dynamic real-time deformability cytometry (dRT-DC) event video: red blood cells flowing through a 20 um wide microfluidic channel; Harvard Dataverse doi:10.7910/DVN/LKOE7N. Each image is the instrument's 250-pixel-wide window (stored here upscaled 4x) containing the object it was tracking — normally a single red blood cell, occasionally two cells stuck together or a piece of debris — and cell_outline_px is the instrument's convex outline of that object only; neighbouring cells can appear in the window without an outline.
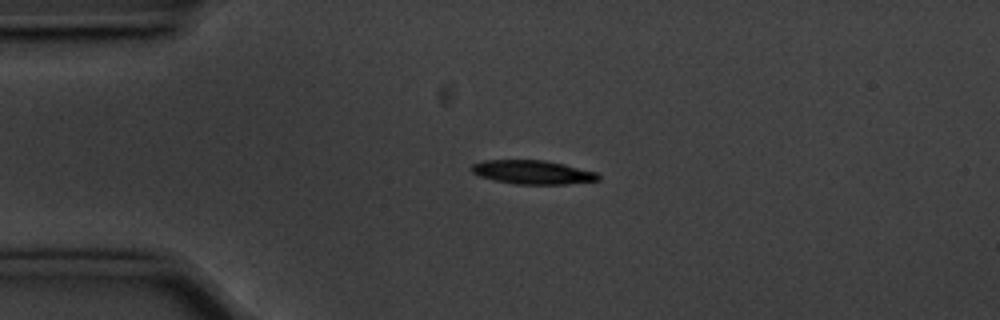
{"species": "common noctule bat (a hibernating species)", "species_latin": "Nyctalus noctula", "temperature_condition": "cold", "stored_images_in_passage": 44, "camera_frame_rate_fps": 3000, "um_per_image_px": 0.085, "animal": {"sex": "male", "body_mass_g": 20.1, "forearm_length_mm": 53.5}, "frame": {"image": 1, "passage_image": 1, "time_ms": 0.0, "image_size_px": [1000, 320], "cell_outline_px": [[600, 180], [564, 184], [516, 184], [496, 180], [480, 176], [472, 172], [468, 168], [472, 164], [484, 160], [544, 160], [564, 164], [596, 172], [600, 176]], "centroid_in_image_um": [45.25, 14.63], "position_along_channel_um": 39.7, "area_um2": 17.51}}
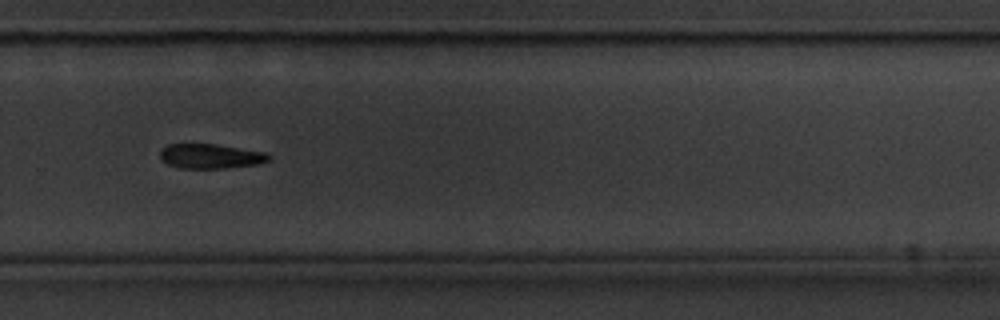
{"frame": {"image": 2, "passage_image": 26, "time_ms": 8.333, "image_size_px": [1000, 320], "cell_outline_px": [[272, 156], [268, 160], [260, 164], [224, 168], [180, 168], [168, 164], [160, 160], [160, 152], [168, 144], [216, 144], [268, 152]], "centroid_in_image_um": [17.93, 13.27], "position_along_channel_um": 311.9, "area_um2": 15.72}}
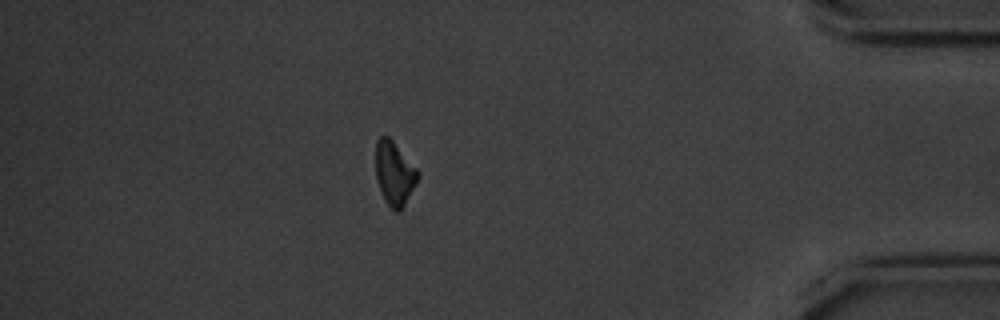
{"frame": {"image": 3, "passage_image": 37, "time_ms": 12.0, "image_size_px": [1000, 320], "cell_outline_px": [[420, 176], [416, 184], [400, 212], [396, 212], [384, 200], [376, 180], [376, 140], [380, 136], [388, 136], [392, 140], [420, 172]], "centroid_in_image_um": [33.53, 14.74], "position_along_channel_um": 401.7, "area_um2": 15.66}, "authors_computed_cell_mechanics": {"area_um2": 16.7909, "velocity_mm_per_s": 3.5694, "shape_relaxation_time_tau1_ms": 2.2702, "shape_relaxation_time_tau2_ms": null, "deformation_change_tau1": 0.0928, "deformation_change_tau2": null}}